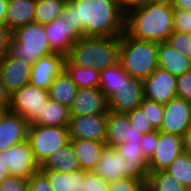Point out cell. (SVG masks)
<instances>
[{"label": "cell", "mask_w": 191, "mask_h": 191, "mask_svg": "<svg viewBox=\"0 0 191 191\" xmlns=\"http://www.w3.org/2000/svg\"><path fill=\"white\" fill-rule=\"evenodd\" d=\"M61 17L79 37H114L125 32V13L115 0H72L63 6Z\"/></svg>", "instance_id": "1"}, {"label": "cell", "mask_w": 191, "mask_h": 191, "mask_svg": "<svg viewBox=\"0 0 191 191\" xmlns=\"http://www.w3.org/2000/svg\"><path fill=\"white\" fill-rule=\"evenodd\" d=\"M173 31L171 5L144 3L126 14L125 32L135 39L161 43Z\"/></svg>", "instance_id": "2"}, {"label": "cell", "mask_w": 191, "mask_h": 191, "mask_svg": "<svg viewBox=\"0 0 191 191\" xmlns=\"http://www.w3.org/2000/svg\"><path fill=\"white\" fill-rule=\"evenodd\" d=\"M121 36L78 39L67 58L75 65L102 71L119 63Z\"/></svg>", "instance_id": "3"}, {"label": "cell", "mask_w": 191, "mask_h": 191, "mask_svg": "<svg viewBox=\"0 0 191 191\" xmlns=\"http://www.w3.org/2000/svg\"><path fill=\"white\" fill-rule=\"evenodd\" d=\"M119 63L129 76L144 81L159 67L158 43L138 40L124 32L120 39Z\"/></svg>", "instance_id": "4"}, {"label": "cell", "mask_w": 191, "mask_h": 191, "mask_svg": "<svg viewBox=\"0 0 191 191\" xmlns=\"http://www.w3.org/2000/svg\"><path fill=\"white\" fill-rule=\"evenodd\" d=\"M52 53L43 24L32 22L13 31L9 55L33 64Z\"/></svg>", "instance_id": "5"}, {"label": "cell", "mask_w": 191, "mask_h": 191, "mask_svg": "<svg viewBox=\"0 0 191 191\" xmlns=\"http://www.w3.org/2000/svg\"><path fill=\"white\" fill-rule=\"evenodd\" d=\"M27 140L36 162L42 165L48 157L70 143L69 128L29 124Z\"/></svg>", "instance_id": "6"}, {"label": "cell", "mask_w": 191, "mask_h": 191, "mask_svg": "<svg viewBox=\"0 0 191 191\" xmlns=\"http://www.w3.org/2000/svg\"><path fill=\"white\" fill-rule=\"evenodd\" d=\"M49 100L47 90L28 83L11 94L9 111L20 115L29 124H33L43 112Z\"/></svg>", "instance_id": "7"}, {"label": "cell", "mask_w": 191, "mask_h": 191, "mask_svg": "<svg viewBox=\"0 0 191 191\" xmlns=\"http://www.w3.org/2000/svg\"><path fill=\"white\" fill-rule=\"evenodd\" d=\"M3 162L8 167L11 177L25 180L40 169L28 140L3 150Z\"/></svg>", "instance_id": "8"}, {"label": "cell", "mask_w": 191, "mask_h": 191, "mask_svg": "<svg viewBox=\"0 0 191 191\" xmlns=\"http://www.w3.org/2000/svg\"><path fill=\"white\" fill-rule=\"evenodd\" d=\"M143 99V81L135 79L125 72L121 78V85L108 98L109 110L116 113H127L139 107Z\"/></svg>", "instance_id": "9"}, {"label": "cell", "mask_w": 191, "mask_h": 191, "mask_svg": "<svg viewBox=\"0 0 191 191\" xmlns=\"http://www.w3.org/2000/svg\"><path fill=\"white\" fill-rule=\"evenodd\" d=\"M164 106V118L159 131L183 137L191 126L190 101L175 97Z\"/></svg>", "instance_id": "10"}, {"label": "cell", "mask_w": 191, "mask_h": 191, "mask_svg": "<svg viewBox=\"0 0 191 191\" xmlns=\"http://www.w3.org/2000/svg\"><path fill=\"white\" fill-rule=\"evenodd\" d=\"M141 142H127L113 149L121 156L122 173L126 178L139 179L146 183L149 169Z\"/></svg>", "instance_id": "11"}, {"label": "cell", "mask_w": 191, "mask_h": 191, "mask_svg": "<svg viewBox=\"0 0 191 191\" xmlns=\"http://www.w3.org/2000/svg\"><path fill=\"white\" fill-rule=\"evenodd\" d=\"M144 98L166 104L176 96L177 76L158 67L143 81Z\"/></svg>", "instance_id": "12"}, {"label": "cell", "mask_w": 191, "mask_h": 191, "mask_svg": "<svg viewBox=\"0 0 191 191\" xmlns=\"http://www.w3.org/2000/svg\"><path fill=\"white\" fill-rule=\"evenodd\" d=\"M143 135L133 128L127 113L109 111L106 121L105 144L118 147L127 142H141Z\"/></svg>", "instance_id": "13"}, {"label": "cell", "mask_w": 191, "mask_h": 191, "mask_svg": "<svg viewBox=\"0 0 191 191\" xmlns=\"http://www.w3.org/2000/svg\"><path fill=\"white\" fill-rule=\"evenodd\" d=\"M66 59L58 53L40 57L31 65L30 83L48 91L55 78L65 70Z\"/></svg>", "instance_id": "14"}, {"label": "cell", "mask_w": 191, "mask_h": 191, "mask_svg": "<svg viewBox=\"0 0 191 191\" xmlns=\"http://www.w3.org/2000/svg\"><path fill=\"white\" fill-rule=\"evenodd\" d=\"M183 151V137L158 130V143L156 150L148 160L149 172L165 170Z\"/></svg>", "instance_id": "15"}, {"label": "cell", "mask_w": 191, "mask_h": 191, "mask_svg": "<svg viewBox=\"0 0 191 191\" xmlns=\"http://www.w3.org/2000/svg\"><path fill=\"white\" fill-rule=\"evenodd\" d=\"M108 98L100 88H80L70 107V116L108 115Z\"/></svg>", "instance_id": "16"}, {"label": "cell", "mask_w": 191, "mask_h": 191, "mask_svg": "<svg viewBox=\"0 0 191 191\" xmlns=\"http://www.w3.org/2000/svg\"><path fill=\"white\" fill-rule=\"evenodd\" d=\"M108 115L71 116L69 122L70 139H89L105 142Z\"/></svg>", "instance_id": "17"}, {"label": "cell", "mask_w": 191, "mask_h": 191, "mask_svg": "<svg viewBox=\"0 0 191 191\" xmlns=\"http://www.w3.org/2000/svg\"><path fill=\"white\" fill-rule=\"evenodd\" d=\"M31 65L9 54L0 58V78L10 94L30 83Z\"/></svg>", "instance_id": "18"}, {"label": "cell", "mask_w": 191, "mask_h": 191, "mask_svg": "<svg viewBox=\"0 0 191 191\" xmlns=\"http://www.w3.org/2000/svg\"><path fill=\"white\" fill-rule=\"evenodd\" d=\"M44 29L51 51L65 57L69 55L74 43L80 39L61 15L51 23L44 24Z\"/></svg>", "instance_id": "19"}, {"label": "cell", "mask_w": 191, "mask_h": 191, "mask_svg": "<svg viewBox=\"0 0 191 191\" xmlns=\"http://www.w3.org/2000/svg\"><path fill=\"white\" fill-rule=\"evenodd\" d=\"M29 123L10 111L0 122V152L27 140Z\"/></svg>", "instance_id": "20"}, {"label": "cell", "mask_w": 191, "mask_h": 191, "mask_svg": "<svg viewBox=\"0 0 191 191\" xmlns=\"http://www.w3.org/2000/svg\"><path fill=\"white\" fill-rule=\"evenodd\" d=\"M37 0H8L5 26L14 31L16 28L35 22Z\"/></svg>", "instance_id": "21"}, {"label": "cell", "mask_w": 191, "mask_h": 191, "mask_svg": "<svg viewBox=\"0 0 191 191\" xmlns=\"http://www.w3.org/2000/svg\"><path fill=\"white\" fill-rule=\"evenodd\" d=\"M75 154L80 162L81 170L94 171L98 165L105 142L89 139H70Z\"/></svg>", "instance_id": "22"}, {"label": "cell", "mask_w": 191, "mask_h": 191, "mask_svg": "<svg viewBox=\"0 0 191 191\" xmlns=\"http://www.w3.org/2000/svg\"><path fill=\"white\" fill-rule=\"evenodd\" d=\"M158 65L172 75L179 76L191 70V59L177 52L166 41L158 43Z\"/></svg>", "instance_id": "23"}, {"label": "cell", "mask_w": 191, "mask_h": 191, "mask_svg": "<svg viewBox=\"0 0 191 191\" xmlns=\"http://www.w3.org/2000/svg\"><path fill=\"white\" fill-rule=\"evenodd\" d=\"M49 180L52 191H81L88 171L59 172L48 168L39 169Z\"/></svg>", "instance_id": "24"}, {"label": "cell", "mask_w": 191, "mask_h": 191, "mask_svg": "<svg viewBox=\"0 0 191 191\" xmlns=\"http://www.w3.org/2000/svg\"><path fill=\"white\" fill-rule=\"evenodd\" d=\"M121 156L106 146L94 172L108 183L126 178L122 173Z\"/></svg>", "instance_id": "25"}, {"label": "cell", "mask_w": 191, "mask_h": 191, "mask_svg": "<svg viewBox=\"0 0 191 191\" xmlns=\"http://www.w3.org/2000/svg\"><path fill=\"white\" fill-rule=\"evenodd\" d=\"M78 89L73 83L71 76L64 70L52 82L48 89V94L51 100L59 102L70 109Z\"/></svg>", "instance_id": "26"}, {"label": "cell", "mask_w": 191, "mask_h": 191, "mask_svg": "<svg viewBox=\"0 0 191 191\" xmlns=\"http://www.w3.org/2000/svg\"><path fill=\"white\" fill-rule=\"evenodd\" d=\"M40 168H48L59 172H72L81 169L79 159L75 154L71 142L59 149L40 165Z\"/></svg>", "instance_id": "27"}, {"label": "cell", "mask_w": 191, "mask_h": 191, "mask_svg": "<svg viewBox=\"0 0 191 191\" xmlns=\"http://www.w3.org/2000/svg\"><path fill=\"white\" fill-rule=\"evenodd\" d=\"M70 117V109L67 106L50 99L46 107H44L43 112L33 124L51 127H68Z\"/></svg>", "instance_id": "28"}, {"label": "cell", "mask_w": 191, "mask_h": 191, "mask_svg": "<svg viewBox=\"0 0 191 191\" xmlns=\"http://www.w3.org/2000/svg\"><path fill=\"white\" fill-rule=\"evenodd\" d=\"M65 70L71 76L73 83L80 88H99L100 72L91 68L77 66L68 58L65 61Z\"/></svg>", "instance_id": "29"}, {"label": "cell", "mask_w": 191, "mask_h": 191, "mask_svg": "<svg viewBox=\"0 0 191 191\" xmlns=\"http://www.w3.org/2000/svg\"><path fill=\"white\" fill-rule=\"evenodd\" d=\"M146 185L149 191H187L186 187L165 170L149 172Z\"/></svg>", "instance_id": "30"}, {"label": "cell", "mask_w": 191, "mask_h": 191, "mask_svg": "<svg viewBox=\"0 0 191 191\" xmlns=\"http://www.w3.org/2000/svg\"><path fill=\"white\" fill-rule=\"evenodd\" d=\"M181 185L188 188L191 185V155L186 151L180 153L165 169Z\"/></svg>", "instance_id": "31"}, {"label": "cell", "mask_w": 191, "mask_h": 191, "mask_svg": "<svg viewBox=\"0 0 191 191\" xmlns=\"http://www.w3.org/2000/svg\"><path fill=\"white\" fill-rule=\"evenodd\" d=\"M65 4L63 0H37L35 22L43 25L51 23L61 15Z\"/></svg>", "instance_id": "32"}, {"label": "cell", "mask_w": 191, "mask_h": 191, "mask_svg": "<svg viewBox=\"0 0 191 191\" xmlns=\"http://www.w3.org/2000/svg\"><path fill=\"white\" fill-rule=\"evenodd\" d=\"M124 73L125 70L120 63L100 71L99 88L107 98L117 91V88L121 85V78Z\"/></svg>", "instance_id": "33"}, {"label": "cell", "mask_w": 191, "mask_h": 191, "mask_svg": "<svg viewBox=\"0 0 191 191\" xmlns=\"http://www.w3.org/2000/svg\"><path fill=\"white\" fill-rule=\"evenodd\" d=\"M140 107L146 113L147 121L155 130H159L164 118L163 104L144 98Z\"/></svg>", "instance_id": "34"}, {"label": "cell", "mask_w": 191, "mask_h": 191, "mask_svg": "<svg viewBox=\"0 0 191 191\" xmlns=\"http://www.w3.org/2000/svg\"><path fill=\"white\" fill-rule=\"evenodd\" d=\"M166 42L176 49L177 52L191 59V34L173 31Z\"/></svg>", "instance_id": "35"}, {"label": "cell", "mask_w": 191, "mask_h": 191, "mask_svg": "<svg viewBox=\"0 0 191 191\" xmlns=\"http://www.w3.org/2000/svg\"><path fill=\"white\" fill-rule=\"evenodd\" d=\"M127 115L131 126L138 130L142 135L155 130L147 121L146 113H144L140 106L127 112Z\"/></svg>", "instance_id": "36"}, {"label": "cell", "mask_w": 191, "mask_h": 191, "mask_svg": "<svg viewBox=\"0 0 191 191\" xmlns=\"http://www.w3.org/2000/svg\"><path fill=\"white\" fill-rule=\"evenodd\" d=\"M109 191H149L139 179L124 178L109 183Z\"/></svg>", "instance_id": "37"}, {"label": "cell", "mask_w": 191, "mask_h": 191, "mask_svg": "<svg viewBox=\"0 0 191 191\" xmlns=\"http://www.w3.org/2000/svg\"><path fill=\"white\" fill-rule=\"evenodd\" d=\"M81 191H109V183L94 171H88L85 174Z\"/></svg>", "instance_id": "38"}, {"label": "cell", "mask_w": 191, "mask_h": 191, "mask_svg": "<svg viewBox=\"0 0 191 191\" xmlns=\"http://www.w3.org/2000/svg\"><path fill=\"white\" fill-rule=\"evenodd\" d=\"M173 30L191 34V12L173 9Z\"/></svg>", "instance_id": "39"}, {"label": "cell", "mask_w": 191, "mask_h": 191, "mask_svg": "<svg viewBox=\"0 0 191 191\" xmlns=\"http://www.w3.org/2000/svg\"><path fill=\"white\" fill-rule=\"evenodd\" d=\"M176 96L191 101V70L177 76Z\"/></svg>", "instance_id": "40"}, {"label": "cell", "mask_w": 191, "mask_h": 191, "mask_svg": "<svg viewBox=\"0 0 191 191\" xmlns=\"http://www.w3.org/2000/svg\"><path fill=\"white\" fill-rule=\"evenodd\" d=\"M157 143L158 130H154L143 135L140 146L143 149L144 156L147 160H149L155 153Z\"/></svg>", "instance_id": "41"}, {"label": "cell", "mask_w": 191, "mask_h": 191, "mask_svg": "<svg viewBox=\"0 0 191 191\" xmlns=\"http://www.w3.org/2000/svg\"><path fill=\"white\" fill-rule=\"evenodd\" d=\"M27 191H52L49 180L39 170L28 179Z\"/></svg>", "instance_id": "42"}, {"label": "cell", "mask_w": 191, "mask_h": 191, "mask_svg": "<svg viewBox=\"0 0 191 191\" xmlns=\"http://www.w3.org/2000/svg\"><path fill=\"white\" fill-rule=\"evenodd\" d=\"M27 186L28 180L10 176L0 182V191H27Z\"/></svg>", "instance_id": "43"}, {"label": "cell", "mask_w": 191, "mask_h": 191, "mask_svg": "<svg viewBox=\"0 0 191 191\" xmlns=\"http://www.w3.org/2000/svg\"><path fill=\"white\" fill-rule=\"evenodd\" d=\"M13 31L5 25H0V58L9 54Z\"/></svg>", "instance_id": "44"}, {"label": "cell", "mask_w": 191, "mask_h": 191, "mask_svg": "<svg viewBox=\"0 0 191 191\" xmlns=\"http://www.w3.org/2000/svg\"><path fill=\"white\" fill-rule=\"evenodd\" d=\"M115 2L126 15L130 10L143 5L145 0H115Z\"/></svg>", "instance_id": "45"}, {"label": "cell", "mask_w": 191, "mask_h": 191, "mask_svg": "<svg viewBox=\"0 0 191 191\" xmlns=\"http://www.w3.org/2000/svg\"><path fill=\"white\" fill-rule=\"evenodd\" d=\"M11 94L0 78V105L10 106Z\"/></svg>", "instance_id": "46"}, {"label": "cell", "mask_w": 191, "mask_h": 191, "mask_svg": "<svg viewBox=\"0 0 191 191\" xmlns=\"http://www.w3.org/2000/svg\"><path fill=\"white\" fill-rule=\"evenodd\" d=\"M173 9L191 12V0H175Z\"/></svg>", "instance_id": "47"}, {"label": "cell", "mask_w": 191, "mask_h": 191, "mask_svg": "<svg viewBox=\"0 0 191 191\" xmlns=\"http://www.w3.org/2000/svg\"><path fill=\"white\" fill-rule=\"evenodd\" d=\"M10 177L8 167L3 162V151L0 152V182Z\"/></svg>", "instance_id": "48"}, {"label": "cell", "mask_w": 191, "mask_h": 191, "mask_svg": "<svg viewBox=\"0 0 191 191\" xmlns=\"http://www.w3.org/2000/svg\"><path fill=\"white\" fill-rule=\"evenodd\" d=\"M184 151L191 155V126L183 136Z\"/></svg>", "instance_id": "49"}, {"label": "cell", "mask_w": 191, "mask_h": 191, "mask_svg": "<svg viewBox=\"0 0 191 191\" xmlns=\"http://www.w3.org/2000/svg\"><path fill=\"white\" fill-rule=\"evenodd\" d=\"M8 0H0V25H5Z\"/></svg>", "instance_id": "50"}, {"label": "cell", "mask_w": 191, "mask_h": 191, "mask_svg": "<svg viewBox=\"0 0 191 191\" xmlns=\"http://www.w3.org/2000/svg\"><path fill=\"white\" fill-rule=\"evenodd\" d=\"M175 0H145V3L168 4L173 6Z\"/></svg>", "instance_id": "51"}, {"label": "cell", "mask_w": 191, "mask_h": 191, "mask_svg": "<svg viewBox=\"0 0 191 191\" xmlns=\"http://www.w3.org/2000/svg\"><path fill=\"white\" fill-rule=\"evenodd\" d=\"M8 111H9V106L0 105V122L2 118L7 114Z\"/></svg>", "instance_id": "52"}, {"label": "cell", "mask_w": 191, "mask_h": 191, "mask_svg": "<svg viewBox=\"0 0 191 191\" xmlns=\"http://www.w3.org/2000/svg\"><path fill=\"white\" fill-rule=\"evenodd\" d=\"M64 2L68 3V2H71L72 0H63Z\"/></svg>", "instance_id": "53"}, {"label": "cell", "mask_w": 191, "mask_h": 191, "mask_svg": "<svg viewBox=\"0 0 191 191\" xmlns=\"http://www.w3.org/2000/svg\"><path fill=\"white\" fill-rule=\"evenodd\" d=\"M187 191H191V185L187 188Z\"/></svg>", "instance_id": "54"}]
</instances>
